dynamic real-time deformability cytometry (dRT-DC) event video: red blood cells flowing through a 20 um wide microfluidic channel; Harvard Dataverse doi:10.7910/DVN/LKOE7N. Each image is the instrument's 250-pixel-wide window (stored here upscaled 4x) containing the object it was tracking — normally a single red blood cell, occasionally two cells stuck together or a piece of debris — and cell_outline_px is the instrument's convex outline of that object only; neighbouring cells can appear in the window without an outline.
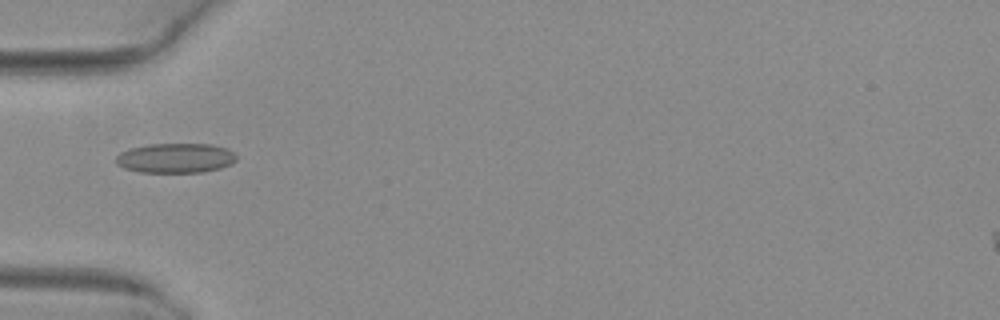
{"species": "common noctule bat (a hibernating species)", "species_latin": "Nyctalus noctula", "temperature_condition": "warm", "stored_images_in_passage": 2, "camera_frame_rate_fps": 3000, "um_per_image_px": 0.085, "animal": {"sex": "female", "body_mass_g": 29.2, "forearm_length_mm": 56.3}, "frame": {"image": 1, "passage_image": 1, "time_ms": 0.0, "image_size_px": [1000, 320], "cell_outline_px": [[236, 160], [232, 164], [220, 168], [204, 172], [140, 172], [124, 168], [116, 164], [116, 156], [120, 152], [128, 148], [148, 144], [212, 144], [228, 148], [236, 156]], "centroid_in_image_um": [14.91, 13.43], "position_along_channel_um": 70.1, "area_um2": 21.04}}
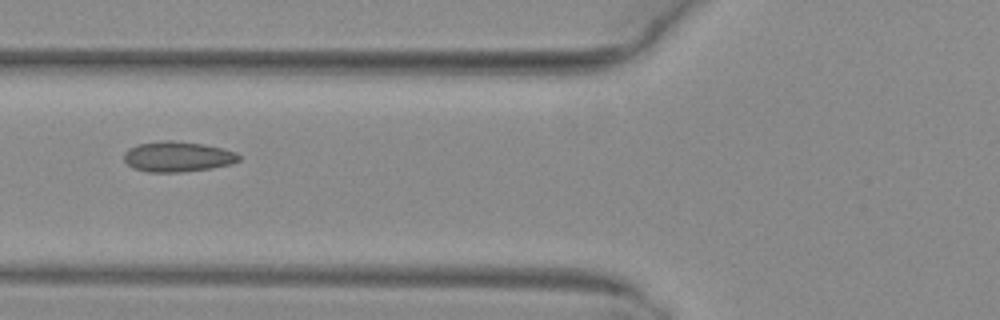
{"frame": {"image": 2, "passage_image": 2, "time_ms": 0.333, "image_size_px": [1000, 320], "cell_outline_px": [[240, 160], [232, 164], [212, 168], [184, 172], [148, 172], [132, 168], [124, 160], [124, 152], [128, 148], [136, 144], [164, 140], [172, 140], [204, 144], [236, 152], [240, 156]], "centroid_in_image_um": [15.08, 13.32], "position_along_channel_um": 110.7, "area_um2": 20.52}}